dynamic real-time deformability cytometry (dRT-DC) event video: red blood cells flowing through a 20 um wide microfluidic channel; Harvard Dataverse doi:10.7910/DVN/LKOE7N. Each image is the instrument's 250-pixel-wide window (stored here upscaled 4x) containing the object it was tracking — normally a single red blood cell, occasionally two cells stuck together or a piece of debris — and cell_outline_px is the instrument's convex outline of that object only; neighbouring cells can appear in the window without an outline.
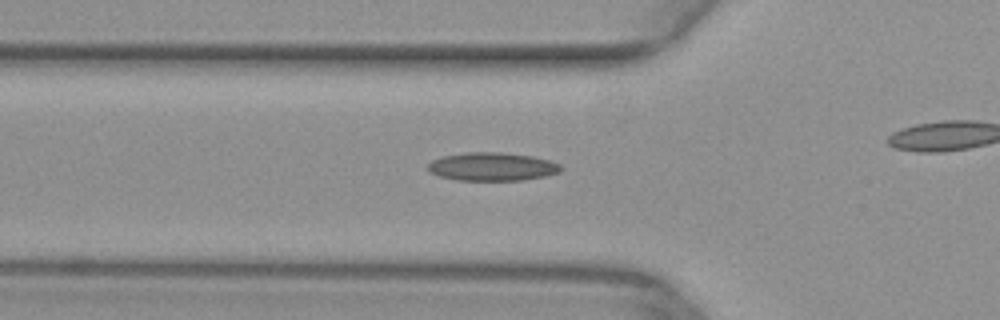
{"species": "common noctule bat (a hibernating species)", "species_latin": "Nyctalus noctula", "temperature_condition": "warm", "stored_images_in_passage": 40, "camera_frame_rate_fps": 3000, "um_per_image_px": 0.085, "animal": {"sex": "female", "body_mass_g": 29.2, "forearm_length_mm": 56.3}, "frame": {"image": 1, "passage_image": 17, "time_ms": 5.333, "image_size_px": [1000, 320], "cell_outline_px": [[564, 168], [560, 172], [544, 176], [524, 180], [456, 180], [440, 176], [428, 172], [428, 164], [432, 160], [440, 156], [468, 152], [504, 152], [532, 156], [548, 160], [560, 164]], "centroid_in_image_um": [41.83, 14.16], "position_along_channel_um": 84.0, "area_um2": 22.08}}
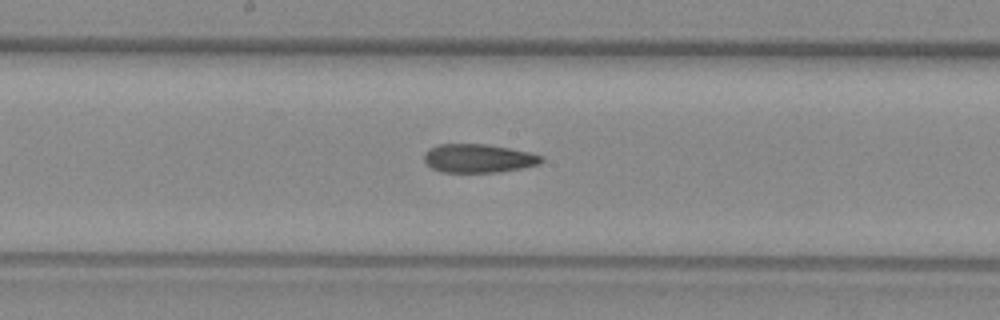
{"frame": {"image": 2, "passage_image": 26, "time_ms": 8.333, "image_size_px": [1000, 320], "cell_outline_px": [[544, 160], [540, 164], [520, 168], [496, 172], [440, 172], [432, 168], [424, 160], [424, 152], [428, 148], [440, 144], [484, 144], [508, 148], [528, 152], [544, 156]], "centroid_in_image_um": [40.65, 13.46], "position_along_channel_um": 207.6, "area_um2": 19.48}}
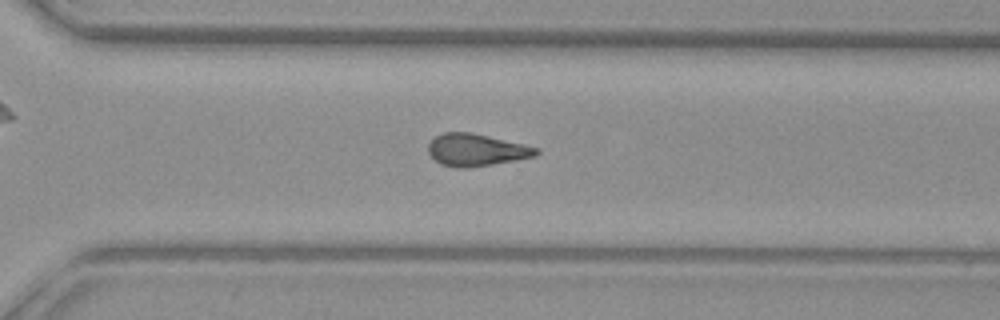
{"frame": {"image": 3, "passage_image": 35, "time_ms": 11.333, "image_size_px": [1000, 320], "cell_outline_px": [[540, 152], [536, 156], [516, 160], [468, 168], [460, 168], [440, 164], [428, 152], [428, 144], [436, 136], [444, 132], [472, 132], [540, 148]], "centroid_in_image_um": [40.5, 12.74], "position_along_channel_um": 330.1, "area_um2": 20.23}}